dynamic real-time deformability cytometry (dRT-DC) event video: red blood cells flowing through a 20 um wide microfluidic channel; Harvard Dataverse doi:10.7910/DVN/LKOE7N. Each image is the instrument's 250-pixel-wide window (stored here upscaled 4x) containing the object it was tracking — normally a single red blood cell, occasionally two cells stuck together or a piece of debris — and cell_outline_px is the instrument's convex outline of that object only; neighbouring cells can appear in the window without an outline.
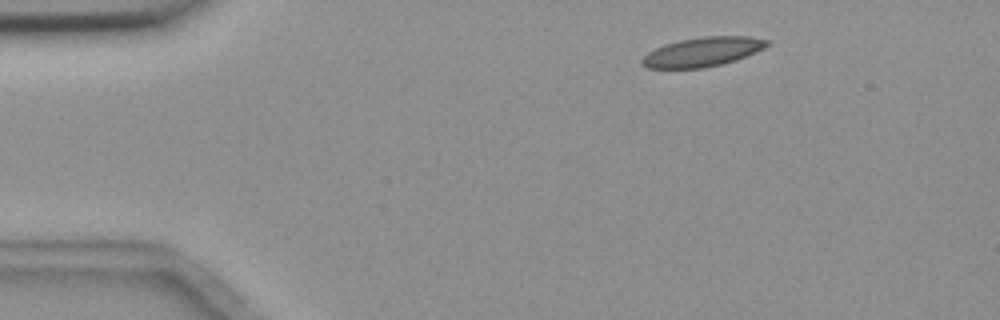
{"species": "common noctule bat (a hibernating species)", "species_latin": "Nyctalus noctula", "temperature_condition": "room temperature", "stored_images_in_passage": 3, "camera_frame_rate_fps": 3000, "um_per_image_px": 0.085, "animal": {"sex": "female", "body_mass_g": 18.4}, "frame": {"image": 1, "passage_image": 1, "time_ms": 0.0, "image_size_px": [1000, 320], "cell_outline_px": [[772, 40], [764, 48], [736, 60], [704, 68], [648, 68], [640, 60], [648, 52], [664, 44], [680, 40], [704, 36], [748, 36]], "centroid_in_image_um": [59.74, 4.4], "position_along_channel_um": 25.3, "area_um2": 21.21}}